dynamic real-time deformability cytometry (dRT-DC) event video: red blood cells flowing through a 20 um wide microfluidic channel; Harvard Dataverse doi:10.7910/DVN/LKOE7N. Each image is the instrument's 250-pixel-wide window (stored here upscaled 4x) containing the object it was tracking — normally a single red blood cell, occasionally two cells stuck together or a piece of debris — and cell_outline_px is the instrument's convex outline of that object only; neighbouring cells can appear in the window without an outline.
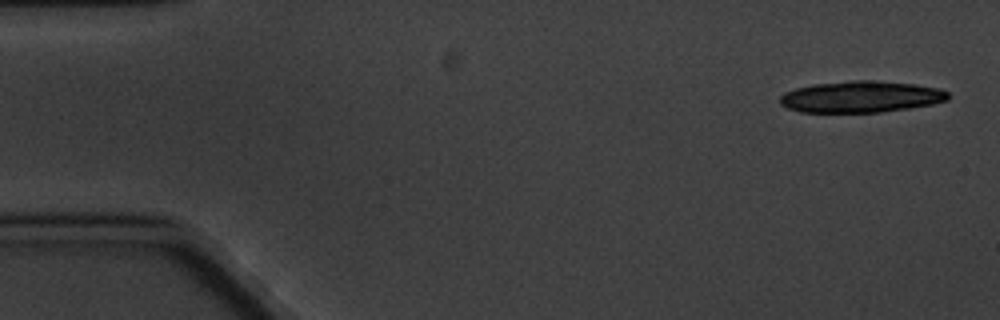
{"species": "common noctule bat (a hibernating species)", "species_latin": "Nyctalus noctula", "temperature_condition": "cold", "stored_images_in_passage": 5, "camera_frame_rate_fps": 3000, "um_per_image_px": 0.085, "animal": {"sex": "male", "body_mass_g": 20.1, "forearm_length_mm": 53.5}, "frame": {"image": 1, "passage_image": 1, "time_ms": 0.0, "image_size_px": [1000, 320], "cell_outline_px": [[948, 100], [932, 104], [908, 108], [880, 112], [800, 112], [788, 108], [780, 104], [780, 96], [784, 92], [796, 88], [812, 84], [848, 80], [872, 80], [912, 84], [940, 88], [948, 92]], "centroid_in_image_um": [73.15, 8.22], "position_along_channel_um": 11.8, "area_um2": 30.87}}